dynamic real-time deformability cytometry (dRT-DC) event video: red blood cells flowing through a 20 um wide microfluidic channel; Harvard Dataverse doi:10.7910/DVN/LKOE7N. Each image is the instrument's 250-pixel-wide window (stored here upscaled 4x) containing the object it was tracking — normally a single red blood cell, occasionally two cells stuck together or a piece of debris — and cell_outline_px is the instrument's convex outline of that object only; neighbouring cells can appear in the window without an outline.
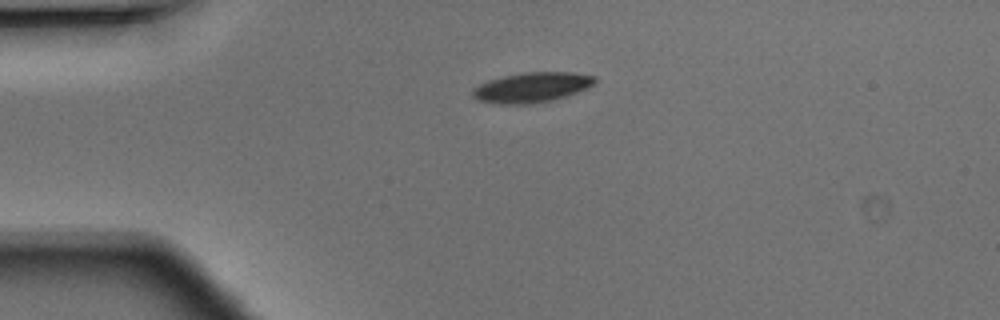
{"species": "Egyptian fruit bat (a non-hibernating species)", "species_latin": "Rousettus aegyptiacus", "temperature_condition": "warm", "stored_images_in_passage": 38, "camera_frame_rate_fps": 3000, "um_per_image_px": 0.085, "animal": {"sex": "male"}, "frame": {"image": 1, "passage_image": 1, "time_ms": 0.0, "image_size_px": [1000, 320], "cell_outline_px": [[596, 80], [592, 84], [576, 92], [552, 100], [528, 104], [500, 104], [476, 100], [472, 96], [472, 88], [488, 80], [504, 76], [524, 72], [572, 72], [596, 76]], "centroid_in_image_um": [45.15, 7.42], "position_along_channel_um": 39.9, "area_um2": 21.21}}
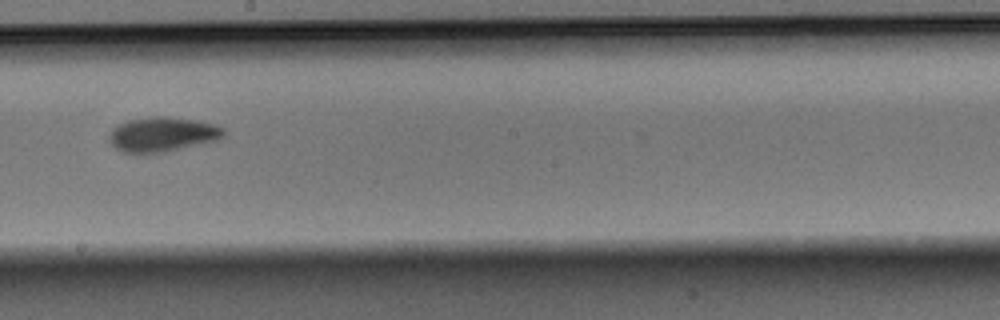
{"frame": {"image": 2, "passage_image": 17, "time_ms": 5.333, "image_size_px": [1000, 320], "cell_outline_px": [[224, 136], [216, 140], [164, 152], [124, 152], [116, 148], [108, 140], [108, 136], [112, 128], [120, 124], [132, 120], [156, 116], [164, 116], [196, 120], [212, 124], [224, 128]], "centroid_in_image_um": [13.8, 11.41], "position_along_channel_um": 234.4, "area_um2": 22.6}}
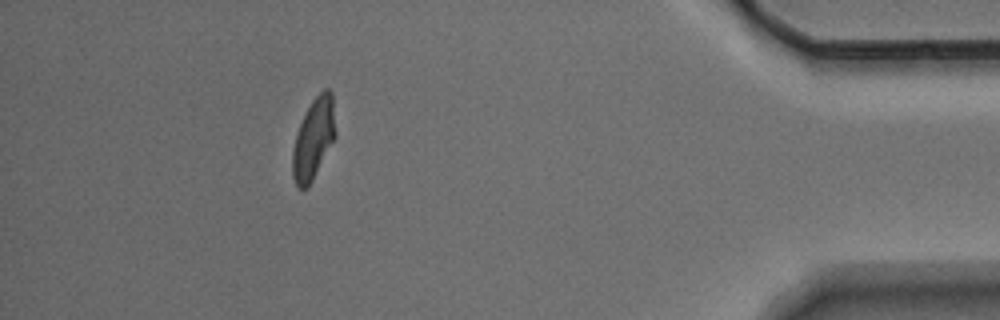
{"frame": {"image": 3, "passage_image": 33, "time_ms": 10.667, "image_size_px": [1000, 320], "cell_outline_px": [[336, 136], [308, 188], [300, 188], [296, 184], [292, 176], [292, 148], [300, 124], [312, 100], [324, 88], [328, 88], [332, 92], [336, 132]], "centroid_in_image_um": [26.66, 11.79], "position_along_channel_um": 408.5, "area_um2": 20.11}}